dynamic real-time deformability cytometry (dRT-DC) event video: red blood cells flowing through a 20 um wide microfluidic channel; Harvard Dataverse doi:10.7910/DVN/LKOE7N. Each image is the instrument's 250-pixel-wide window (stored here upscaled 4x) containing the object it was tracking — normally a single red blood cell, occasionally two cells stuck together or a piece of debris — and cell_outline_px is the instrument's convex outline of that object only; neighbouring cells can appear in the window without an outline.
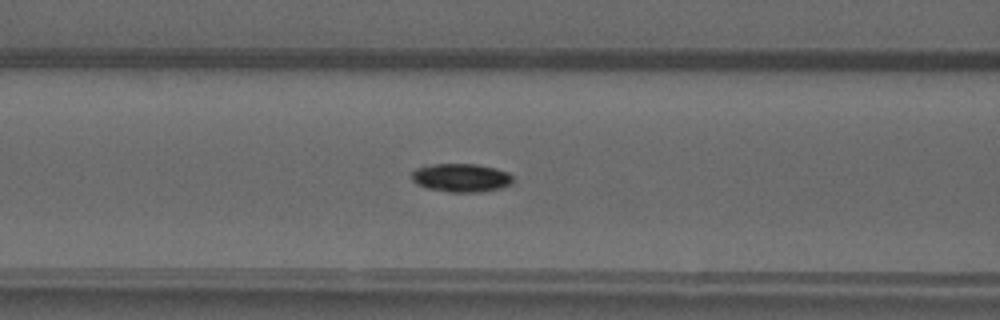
{"species": "common noctule bat (a hibernating species)", "species_latin": "Nyctalus noctula", "temperature_condition": "warm", "stored_images_in_passage": 40, "camera_frame_rate_fps": 3000, "um_per_image_px": 0.085, "animal": {"sex": "male", "forearm_length_mm": 52.5}, "frame": {"image": 1, "passage_image": 10, "time_ms": 3.0, "image_size_px": [1000, 320], "cell_outline_px": [[512, 184], [504, 188], [480, 192], [448, 192], [424, 188], [412, 180], [412, 172], [416, 168], [432, 164], [476, 164], [496, 168], [508, 172], [512, 176]], "centroid_in_image_um": [39.21, 15.12], "position_along_channel_um": 127.4, "area_um2": 16.99}}
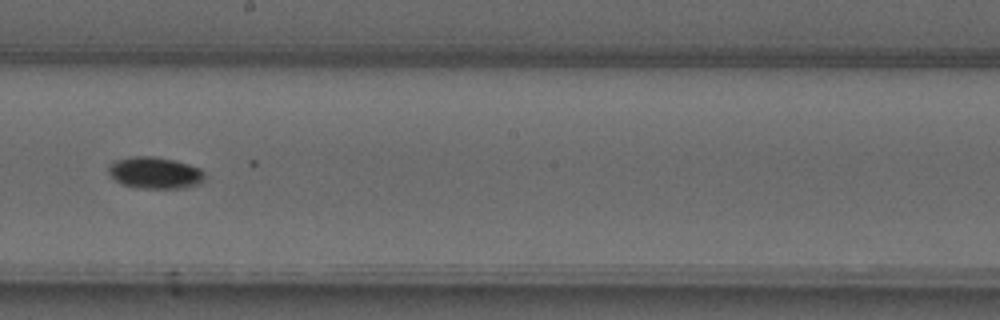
{"frame": {"image": 2, "passage_image": 18, "time_ms": 5.667, "image_size_px": [1000, 320], "cell_outline_px": [[204, 180], [200, 184], [184, 188], [136, 188], [124, 184], [116, 180], [108, 172], [108, 168], [116, 160], [132, 156], [152, 156], [172, 160], [188, 164], [200, 168], [204, 172]], "centroid_in_image_um": [13.2, 14.7], "position_along_channel_um": 235.0, "area_um2": 17.63}}
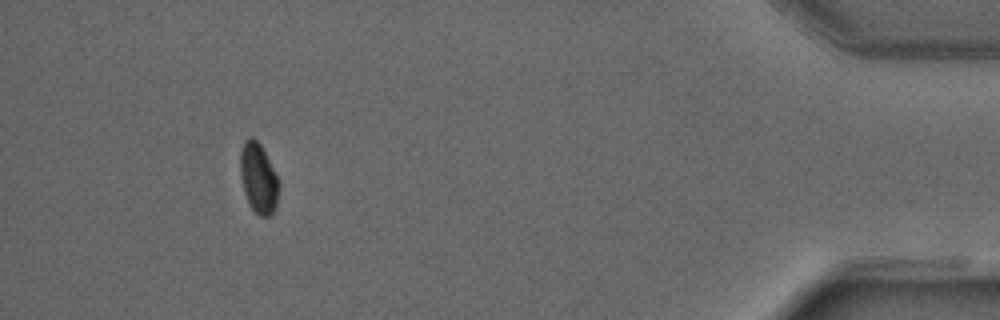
{"frame": {"image": 3, "passage_image": 36, "time_ms": 11.667, "image_size_px": [1000, 320], "cell_outline_px": [[280, 184], [276, 204], [272, 216], [260, 216], [252, 208], [244, 192], [240, 172], [240, 152], [244, 140], [248, 136], [252, 136], [260, 144]], "centroid_in_image_um": [21.95, 15.14], "position_along_channel_um": 413.2, "area_um2": 15.55}}